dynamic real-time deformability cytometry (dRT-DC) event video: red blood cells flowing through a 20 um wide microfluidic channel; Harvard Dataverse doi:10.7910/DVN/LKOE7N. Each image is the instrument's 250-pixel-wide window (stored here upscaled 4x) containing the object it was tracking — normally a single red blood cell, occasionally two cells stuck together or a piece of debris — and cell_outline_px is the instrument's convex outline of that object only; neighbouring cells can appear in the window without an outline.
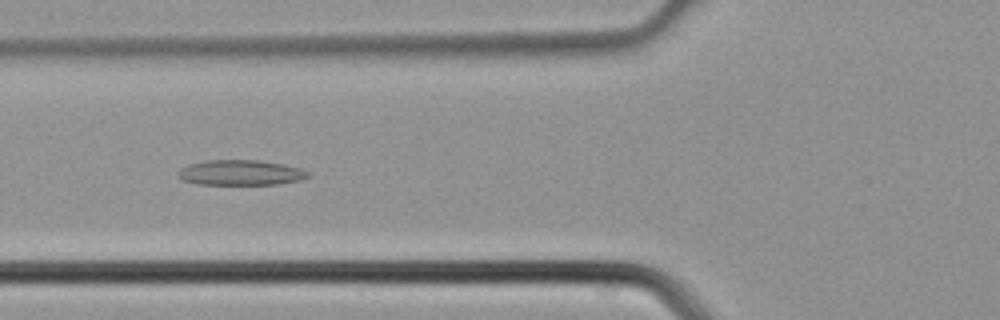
{"species": "common noctule bat (a hibernating species)", "species_latin": "Nyctalus noctula", "temperature_condition": "cold", "stored_images_in_passage": 4, "camera_frame_rate_fps": 3000, "um_per_image_px": 0.085, "animal": {"sex": "male", "body_mass_g": 21.5, "forearm_length_mm": 52.0}, "frame": {"image": 1, "passage_image": 4, "time_ms": 1.0, "image_size_px": [1000, 320], "cell_outline_px": [[308, 176], [300, 180], [276, 184], [196, 184], [180, 180], [180, 168], [192, 164], [208, 160], [256, 160], [280, 164], [300, 168], [308, 172]], "centroid_in_image_um": [20.43, 14.68], "position_along_channel_um": 105.4, "area_um2": 18.73}}